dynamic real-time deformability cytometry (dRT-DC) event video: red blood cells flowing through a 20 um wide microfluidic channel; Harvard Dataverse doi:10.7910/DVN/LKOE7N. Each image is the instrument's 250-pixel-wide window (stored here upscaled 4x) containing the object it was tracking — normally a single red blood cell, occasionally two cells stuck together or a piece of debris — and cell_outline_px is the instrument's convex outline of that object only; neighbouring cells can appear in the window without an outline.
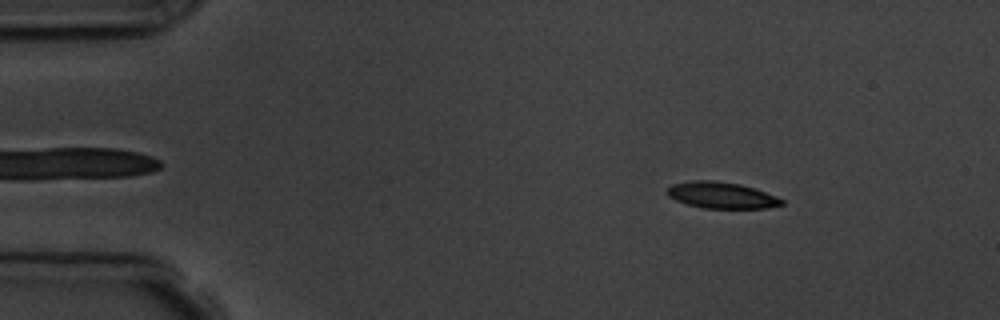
{"species": "common noctule bat (a hibernating species)", "species_latin": "Nyctalus noctula", "temperature_condition": "room temperature", "stored_images_in_passage": 3, "camera_frame_rate_fps": 3000, "um_per_image_px": 0.085, "animal": {"sex": "male", "body_mass_g": 19.5, "forearm_length_mm": 54.6}, "frame": {"image": 1, "passage_image": 1, "time_ms": 0.0, "image_size_px": [1000, 320], "cell_outline_px": [[784, 204], [768, 208], [704, 208], [688, 204], [676, 200], [668, 196], [668, 188], [672, 184], [692, 180], [712, 180], [740, 184], [756, 188], [776, 196], [784, 200]], "centroid_in_image_um": [61.36, 16.59], "position_along_channel_um": 23.6, "area_um2": 17.57}}